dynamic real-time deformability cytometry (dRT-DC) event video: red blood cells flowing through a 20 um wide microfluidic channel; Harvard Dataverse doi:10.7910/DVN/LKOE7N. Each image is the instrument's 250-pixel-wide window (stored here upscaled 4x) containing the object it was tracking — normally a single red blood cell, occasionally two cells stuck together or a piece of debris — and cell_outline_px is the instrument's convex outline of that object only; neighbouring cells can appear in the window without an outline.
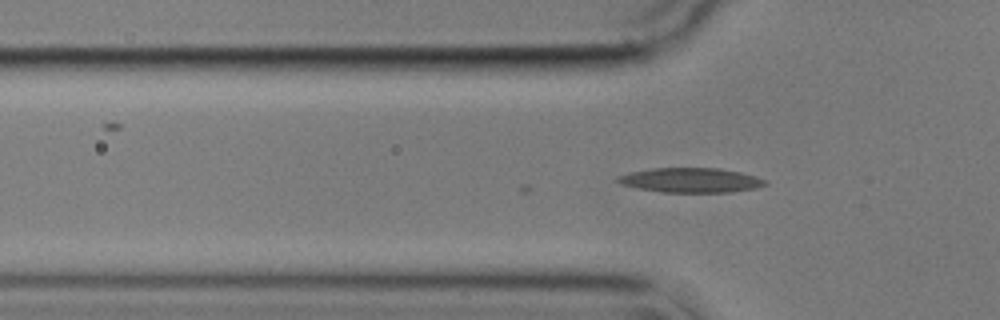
{"species": "common noctule bat (a hibernating species)", "species_latin": "Nyctalus noctula", "temperature_condition": "cold", "stored_images_in_passage": 7, "camera_frame_rate_fps": 3000, "um_per_image_px": 0.085, "animal": {"sex": "male", "body_mass_g": 17.9}, "frame": {"image": 1, "passage_image": 7, "time_ms": 2.0, "image_size_px": [1000, 320], "cell_outline_px": [[768, 184], [756, 188], [732, 192], [664, 192], [636, 188], [620, 184], [616, 180], [616, 176], [628, 172], [652, 168], [720, 168], [740, 172], [756, 176], [764, 180]], "centroid_in_image_um": [58.68, 15.31], "position_along_channel_um": 67.1, "area_um2": 21.27}}